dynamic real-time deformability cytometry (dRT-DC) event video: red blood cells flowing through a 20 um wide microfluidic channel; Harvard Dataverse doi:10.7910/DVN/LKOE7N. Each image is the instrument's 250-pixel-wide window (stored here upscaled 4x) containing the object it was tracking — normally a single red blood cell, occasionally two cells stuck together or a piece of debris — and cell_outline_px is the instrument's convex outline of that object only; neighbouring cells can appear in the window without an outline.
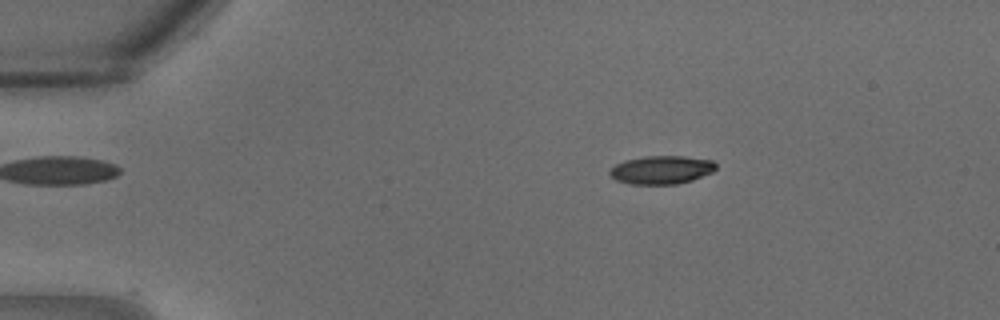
{"species": "common noctule bat (a hibernating species)", "species_latin": "Nyctalus noctula", "temperature_condition": "warm", "stored_images_in_passage": 16, "camera_frame_rate_fps": 3000, "um_per_image_px": 0.085, "animal": {"sex": "male", "body_mass_g": 18.8}, "frame": {"image": 1, "passage_image": 6, "time_ms": 1.667, "image_size_px": [1000, 320], "cell_outline_px": [[716, 168], [712, 172], [692, 180], [676, 184], [628, 184], [616, 180], [608, 172], [616, 164], [624, 160], [644, 156], [684, 156], [712, 160], [716, 164]], "centroid_in_image_um": [56.22, 14.43], "position_along_channel_um": 28.8, "area_um2": 17.51}}
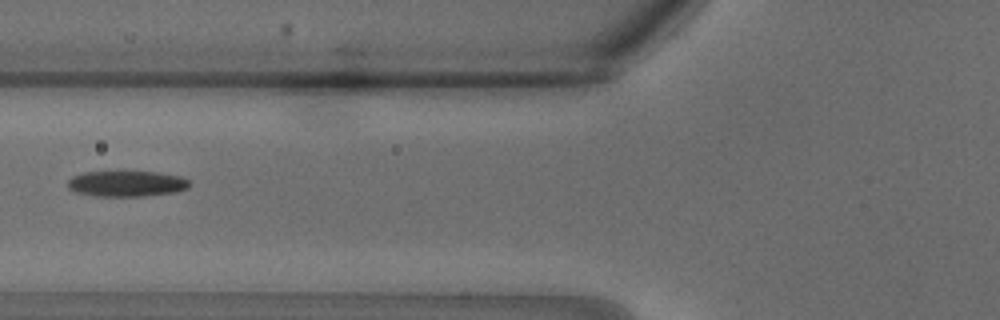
{"frame": {"image": 2, "passage_image": 13, "time_ms": 4.0, "image_size_px": [1000, 320], "cell_outline_px": [[192, 184], [188, 188], [176, 192], [144, 196], [92, 196], [76, 192], [68, 188], [68, 180], [72, 176], [84, 172], [156, 172], [180, 176], [188, 180]], "centroid_in_image_um": [10.77, 15.62], "position_along_channel_um": 115.0, "area_um2": 18.32}}
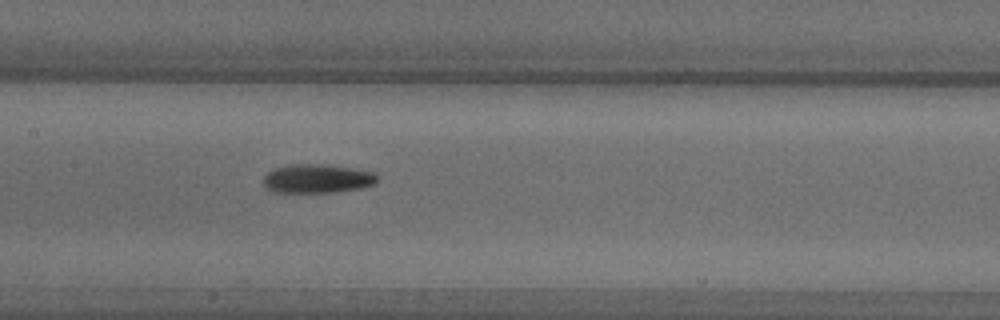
{"frame": {"image": 3, "passage_image": 16, "time_ms": 5.0, "image_size_px": [1000, 320], "cell_outline_px": [[376, 184], [360, 188], [332, 192], [276, 192], [264, 188], [264, 176], [272, 168], [288, 164], [324, 164], [352, 168], [372, 172], [376, 176]], "centroid_in_image_um": [26.91, 15.17], "position_along_channel_um": 180.5, "area_um2": 19.13}}